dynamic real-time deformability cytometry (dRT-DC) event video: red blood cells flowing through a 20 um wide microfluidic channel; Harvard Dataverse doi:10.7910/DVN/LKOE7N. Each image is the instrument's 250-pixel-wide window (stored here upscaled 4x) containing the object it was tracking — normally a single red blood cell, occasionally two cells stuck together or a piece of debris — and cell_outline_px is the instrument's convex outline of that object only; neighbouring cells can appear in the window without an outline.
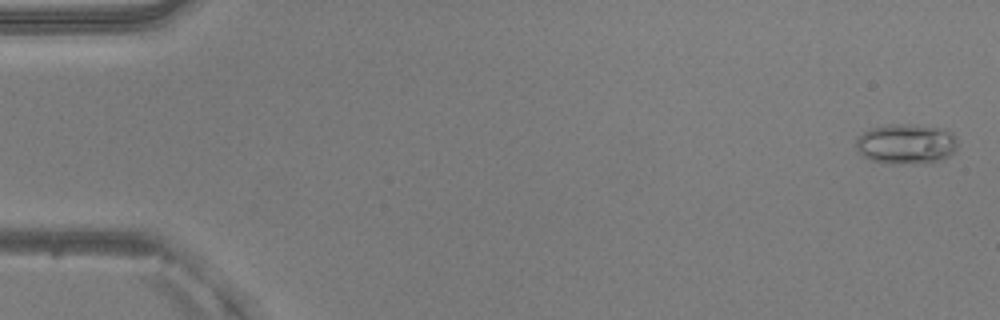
{"species": "common noctule bat (a hibernating species)", "species_latin": "Nyctalus noctula", "temperature_condition": "warm", "stored_images_in_passage": 52, "camera_frame_rate_fps": 3000, "um_per_image_px": 0.085, "animal": {"sex": "male", "body_mass_g": 20.5, "forearm_length_mm": 52.5}, "frame": {"image": 1, "passage_image": 2, "time_ms": 0.333, "image_size_px": [1000, 320], "cell_outline_px": [[956, 148], [948, 156], [932, 164], [888, 164], [872, 160], [864, 156], [856, 148], [856, 136], [872, 128], [888, 124], [912, 124], [948, 128], [956, 136]], "centroid_in_image_um": [77.05, 12.23], "position_along_channel_um": 7.9, "area_um2": 24.33}}
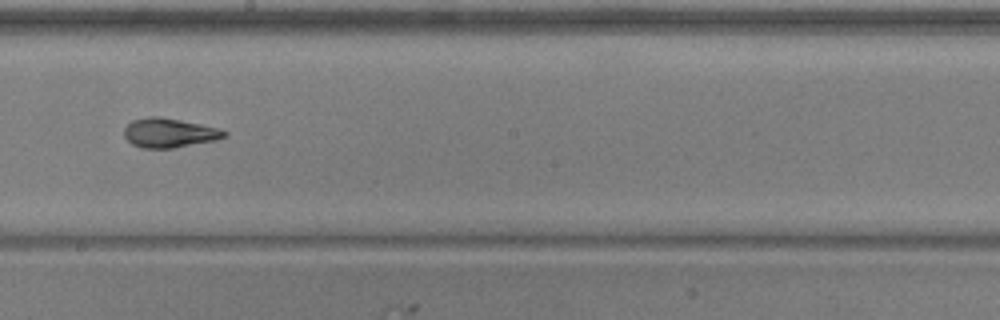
{"frame": {"image": 2, "passage_image": 30, "time_ms": 9.667, "image_size_px": [1000, 320], "cell_outline_px": [[228, 136], [216, 140], [172, 148], [140, 148], [132, 144], [124, 136], [124, 128], [132, 120], [148, 116], [160, 116], [220, 128], [228, 132]], "centroid_in_image_um": [14.39, 11.29], "position_along_channel_um": 233.8, "area_um2": 17.22}}
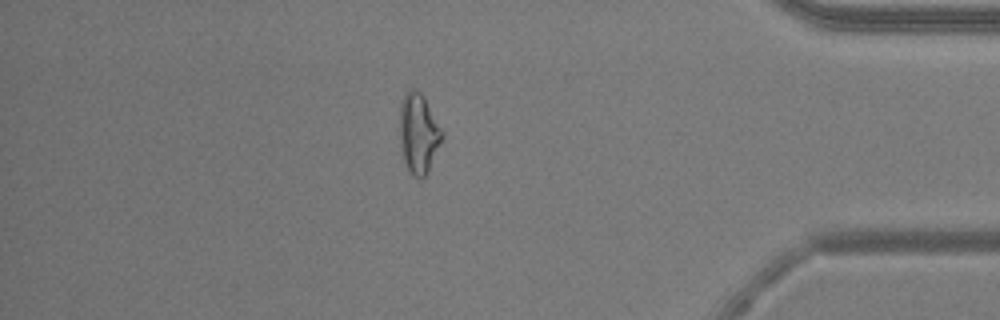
{"frame": {"image": 3, "passage_image": 45, "time_ms": 14.667, "image_size_px": [1000, 320], "cell_outline_px": [[444, 136], [428, 172], [420, 180], [412, 176], [404, 164], [400, 148], [400, 104], [404, 92], [412, 88], [420, 92], [424, 96], [444, 132]], "centroid_in_image_um": [35.57, 11.35], "position_along_channel_um": 399.6, "area_um2": 20.17}, "authors_computed_cell_mechanics": {"area_um2": 17.9469, "velocity_mm_per_s": 3.9817, "shape_relaxation_time_tau1_ms": 4.1694, "shape_relaxation_time_tau2_ms": 2.1574, "deformation_change_tau1": 0.1529, "deformation_change_tau2": 0.0783}}